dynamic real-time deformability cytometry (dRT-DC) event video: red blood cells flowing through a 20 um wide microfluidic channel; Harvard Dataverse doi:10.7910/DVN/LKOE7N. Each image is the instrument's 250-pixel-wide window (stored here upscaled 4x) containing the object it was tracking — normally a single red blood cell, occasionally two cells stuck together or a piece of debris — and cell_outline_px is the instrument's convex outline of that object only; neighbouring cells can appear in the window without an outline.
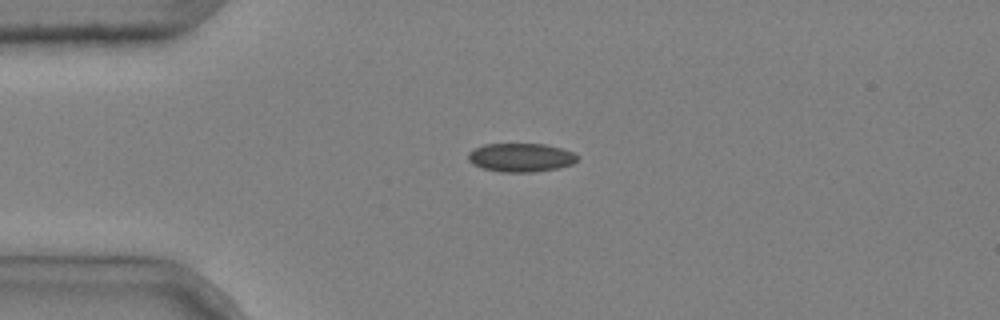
{"species": "common noctule bat (a hibernating species)", "species_latin": "Nyctalus noctula", "temperature_condition": "cold", "stored_images_in_passage": 3, "camera_frame_rate_fps": 3000, "um_per_image_px": 0.085, "animal": {"sex": "male", "body_mass_g": 20.4}, "frame": {"image": 1, "passage_image": 1, "time_ms": 0.0, "image_size_px": [1000, 320], "cell_outline_px": [[580, 156], [572, 164], [560, 168], [532, 172], [500, 172], [484, 168], [472, 164], [468, 160], [468, 152], [484, 144], [544, 144], [560, 148], [572, 152]], "centroid_in_image_um": [44.27, 13.39], "position_along_channel_um": 40.7, "area_um2": 18.21}}